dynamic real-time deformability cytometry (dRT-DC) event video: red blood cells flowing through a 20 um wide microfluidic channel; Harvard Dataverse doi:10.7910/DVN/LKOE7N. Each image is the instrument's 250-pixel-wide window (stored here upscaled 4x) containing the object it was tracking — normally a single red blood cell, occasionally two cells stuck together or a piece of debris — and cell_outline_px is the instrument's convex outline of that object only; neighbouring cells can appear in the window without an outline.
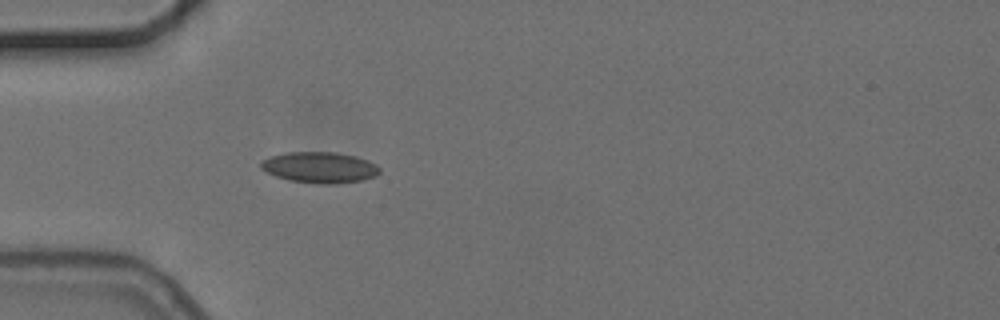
{"species": "common noctule bat (a hibernating species)", "species_latin": "Nyctalus noctula", "temperature_condition": "cold", "stored_images_in_passage": 3, "camera_frame_rate_fps": 3000, "um_per_image_px": 0.085, "animal": {"sex": "female", "body_mass_g": 24.6, "forearm_length_mm": 56.2}, "frame": {"image": 1, "passage_image": 3, "time_ms": 2.333, "image_size_px": [1000, 320], "cell_outline_px": [[380, 172], [376, 176], [360, 180], [336, 184], [320, 184], [288, 180], [276, 176], [260, 168], [260, 160], [268, 156], [288, 152], [336, 152], [356, 156], [368, 160], [376, 164], [380, 168]], "centroid_in_image_um": [27.16, 14.22], "position_along_channel_um": 57.8, "area_um2": 21.62}}